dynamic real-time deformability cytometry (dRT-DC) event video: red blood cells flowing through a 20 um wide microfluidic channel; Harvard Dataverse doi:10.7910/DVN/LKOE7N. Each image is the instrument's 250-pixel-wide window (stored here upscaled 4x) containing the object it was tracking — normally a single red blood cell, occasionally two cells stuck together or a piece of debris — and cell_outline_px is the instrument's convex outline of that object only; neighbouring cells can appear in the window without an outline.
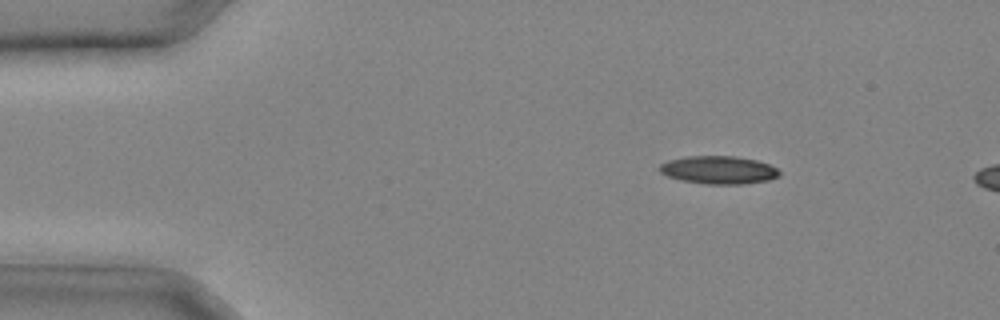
{"species": "common noctule bat (a hibernating species)", "species_latin": "Nyctalus noctula", "temperature_condition": "cold", "stored_images_in_passage": 6, "camera_frame_rate_fps": 3000, "um_per_image_px": 0.085, "animal": {"sex": "male", "body_mass_g": 20.4}, "frame": {"image": 1, "passage_image": 3, "time_ms": 0.667, "image_size_px": [1000, 320], "cell_outline_px": [[780, 176], [768, 180], [740, 184], [708, 184], [680, 180], [668, 176], [660, 172], [660, 164], [668, 160], [684, 156], [736, 156], [756, 160], [768, 164], [776, 168], [780, 172]], "centroid_in_image_um": [61.07, 14.44], "position_along_channel_um": 23.9, "area_um2": 19.48}}